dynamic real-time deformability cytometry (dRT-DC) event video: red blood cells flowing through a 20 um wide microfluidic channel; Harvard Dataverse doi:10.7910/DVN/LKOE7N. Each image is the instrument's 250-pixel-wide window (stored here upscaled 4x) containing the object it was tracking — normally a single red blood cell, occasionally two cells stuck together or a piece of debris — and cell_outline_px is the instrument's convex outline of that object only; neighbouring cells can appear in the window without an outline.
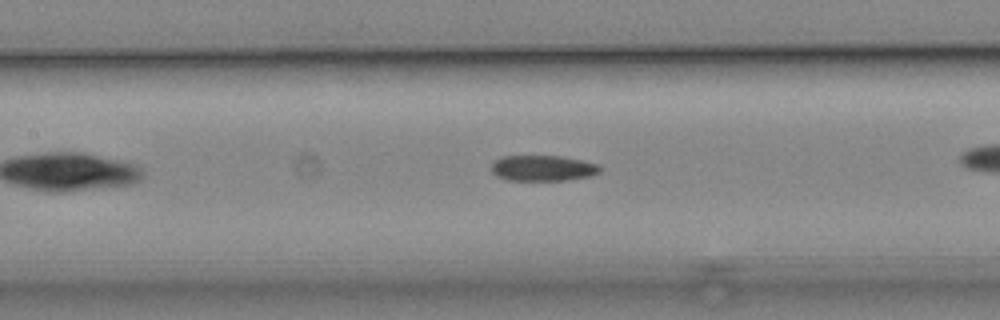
{"species": "common noctule bat (a hibernating species)", "species_latin": "Nyctalus noctula", "temperature_condition": "cold", "stored_images_in_passage": 32, "camera_frame_rate_fps": 3000, "um_per_image_px": 0.085, "animal": {"sex": "male", "body_mass_g": 19.2, "forearm_length_mm": 51.8}, "frame": {"image": 1, "passage_image": 14, "time_ms": 4.333, "image_size_px": [1000, 320], "cell_outline_px": [[600, 172], [588, 176], [564, 180], [508, 180], [496, 176], [492, 172], [492, 160], [500, 156], [564, 156], [584, 160], [600, 164]], "centroid_in_image_um": [46.12, 14.27], "position_along_channel_um": 161.3, "area_um2": 16.42}}